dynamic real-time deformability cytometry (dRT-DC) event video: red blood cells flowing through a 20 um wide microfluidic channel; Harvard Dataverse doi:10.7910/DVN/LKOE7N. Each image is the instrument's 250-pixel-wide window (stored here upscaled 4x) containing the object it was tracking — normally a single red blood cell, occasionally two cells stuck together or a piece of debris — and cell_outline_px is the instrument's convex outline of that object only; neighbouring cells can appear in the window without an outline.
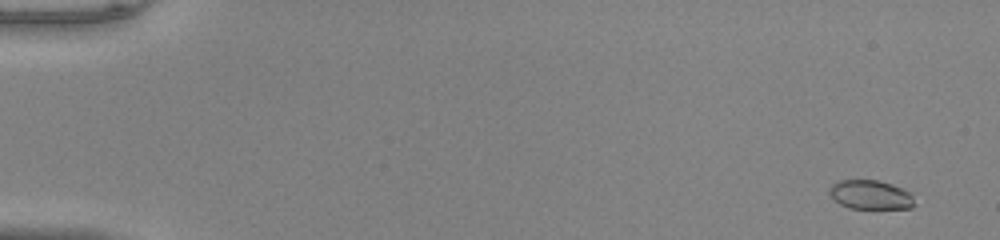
{"species": "common noctule bat (a hibernating species)", "species_latin": "Nyctalus noctula", "temperature_condition": "warm", "stored_images_in_passage": 53, "camera_frame_rate_fps": 3000, "um_per_image_px": 0.085, "animal": {"sex": "male", "body_mass_g": 20.0, "forearm_length_mm": 53.3}, "frame": {"image": 1, "passage_image": 4, "time_ms": 1.0, "image_size_px": [1000, 240], "cell_outline_px": [[916, 204], [912, 208], [848, 208], [840, 204], [828, 192], [832, 184], [840, 180], [876, 180], [892, 184], [904, 188], [912, 192]], "centroid_in_image_um": [74.05, 16.55], "position_along_channel_um": 10.9, "area_um2": 14.57}}
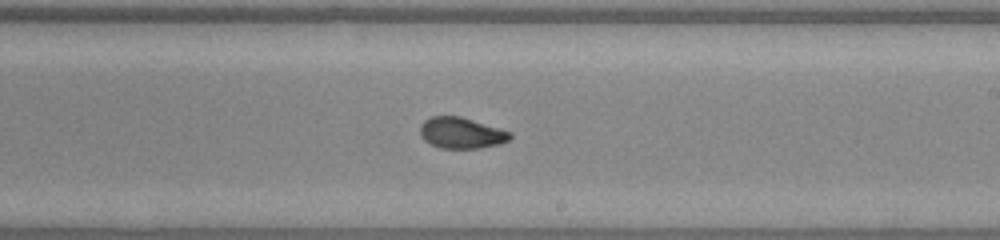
{"frame": {"image": 2, "passage_image": 33, "time_ms": 10.667, "image_size_px": [1000, 240], "cell_outline_px": [[512, 136], [508, 140], [496, 144], [480, 148], [440, 148], [424, 140], [420, 136], [420, 124], [424, 120], [432, 116], [460, 116], [512, 132]], "centroid_in_image_um": [39.18, 11.29], "position_along_channel_um": 249.8, "area_um2": 16.18}}
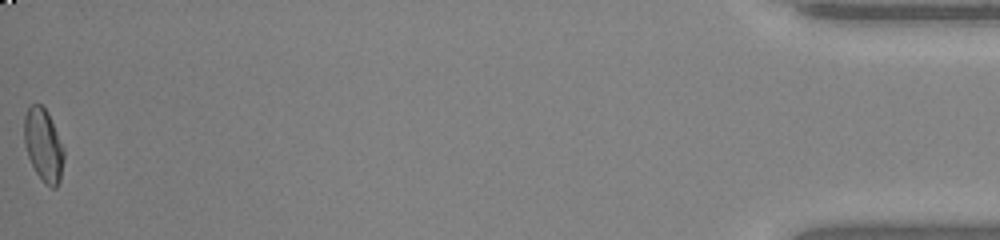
{"frame": {"image": 3, "passage_image": 53, "time_ms": 17.333, "image_size_px": [1000, 240], "cell_outline_px": [[64, 156], [60, 180], [56, 188], [52, 188], [44, 184], [36, 172], [28, 156], [24, 144], [24, 116], [28, 108], [32, 104], [40, 104], [48, 112], [64, 148]], "centroid_in_image_um": [3.69, 12.34], "position_along_channel_um": 431.5, "area_um2": 16.88}, "authors_computed_cell_mechanics": {"area_um2": 16.2996, "velocity_mm_per_s": 4.1069, "shape_relaxation_time_tau1_ms": null, "shape_relaxation_time_tau2_ms": 0.852, "deformation_change_tau1": null, "deformation_change_tau2": 0.0512}}